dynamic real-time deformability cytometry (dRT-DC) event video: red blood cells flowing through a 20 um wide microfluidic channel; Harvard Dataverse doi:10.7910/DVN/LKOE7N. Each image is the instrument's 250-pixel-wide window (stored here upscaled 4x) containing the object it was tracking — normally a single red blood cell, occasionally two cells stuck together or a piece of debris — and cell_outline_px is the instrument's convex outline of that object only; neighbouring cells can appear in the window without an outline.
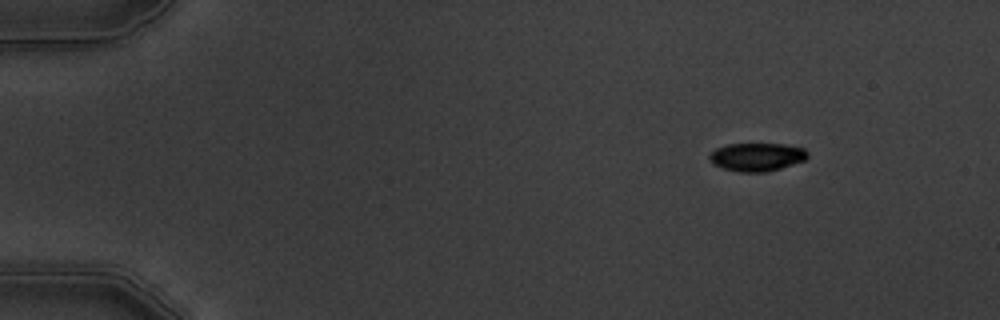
{"species": "common noctule bat (a hibernating species)", "species_latin": "Nyctalus noctula", "temperature_condition": "warm", "stored_images_in_passage": 4, "camera_frame_rate_fps": 3000, "um_per_image_px": 0.085, "animal": {"sex": "male", "body_mass_g": 19.5, "forearm_length_mm": 54.6}, "frame": {"image": 1, "passage_image": 1, "time_ms": 0.0, "image_size_px": [1000, 320], "cell_outline_px": [[808, 156], [804, 160], [780, 168], [764, 172], [740, 172], [724, 168], [712, 164], [708, 156], [716, 148], [728, 144], [784, 144], [804, 148], [808, 152]], "centroid_in_image_um": [64.32, 13.33], "position_along_channel_um": 20.7, "area_um2": 16.01}}